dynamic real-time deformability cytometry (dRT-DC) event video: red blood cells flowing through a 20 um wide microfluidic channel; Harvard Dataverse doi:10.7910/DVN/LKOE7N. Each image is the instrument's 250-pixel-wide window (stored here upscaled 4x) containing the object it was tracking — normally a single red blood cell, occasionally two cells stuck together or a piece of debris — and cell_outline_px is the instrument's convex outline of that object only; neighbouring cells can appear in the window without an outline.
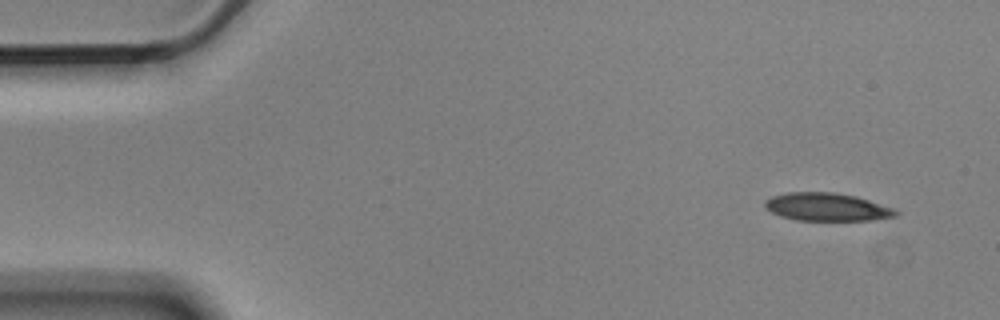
{"species": "Egyptian fruit bat (a non-hibernating species)", "species_latin": "Rousettus aegyptiacus", "temperature_condition": "cold", "stored_images_in_passage": 6, "camera_frame_rate_fps": 3000, "um_per_image_px": 0.085, "animal": {"sex": "male"}, "frame": {"image": 1, "passage_image": 1, "time_ms": 0.0, "image_size_px": [1000, 320], "cell_outline_px": [[900, 212], [896, 216], [872, 220], [796, 220], [780, 216], [764, 208], [764, 200], [772, 196], [788, 192], [836, 192], [856, 196], [896, 208]], "centroid_in_image_um": [70.3, 17.59], "position_along_channel_um": 14.7, "area_um2": 21.56}}
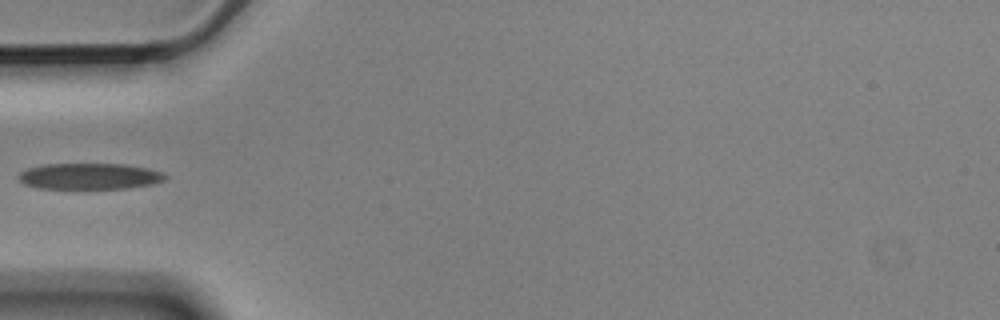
{"frame": {"image": 2, "passage_image": 5, "time_ms": 1.333, "image_size_px": [1000, 320], "cell_outline_px": [[168, 176], [164, 180], [152, 184], [128, 188], [36, 188], [24, 184], [20, 180], [20, 172], [28, 168], [44, 164], [124, 164], [148, 168], [164, 172]], "centroid_in_image_um": [7.65, 14.97], "position_along_channel_um": 77.4, "area_um2": 22.25}}
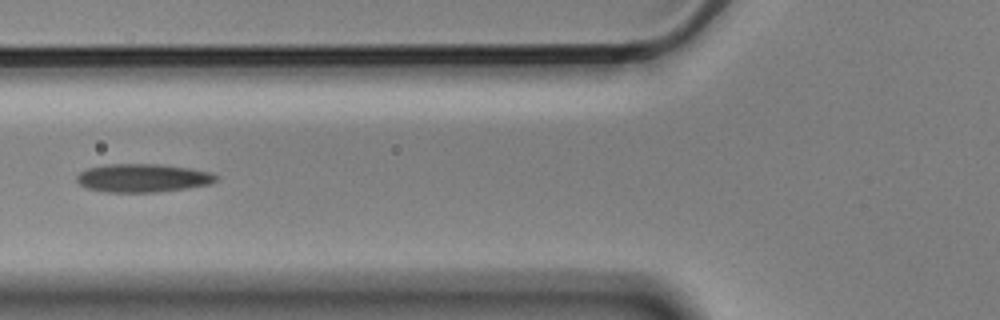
{"frame": {"image": 3, "passage_image": 6, "time_ms": 1.667, "image_size_px": [1000, 320], "cell_outline_px": [[220, 176], [216, 180], [208, 184], [184, 188], [156, 192], [108, 192], [88, 188], [80, 184], [76, 180], [76, 176], [80, 172], [88, 168], [104, 164], [160, 164], [188, 168], [212, 172]], "centroid_in_image_um": [12.13, 15.12], "position_along_channel_um": 113.7, "area_um2": 22.89}}